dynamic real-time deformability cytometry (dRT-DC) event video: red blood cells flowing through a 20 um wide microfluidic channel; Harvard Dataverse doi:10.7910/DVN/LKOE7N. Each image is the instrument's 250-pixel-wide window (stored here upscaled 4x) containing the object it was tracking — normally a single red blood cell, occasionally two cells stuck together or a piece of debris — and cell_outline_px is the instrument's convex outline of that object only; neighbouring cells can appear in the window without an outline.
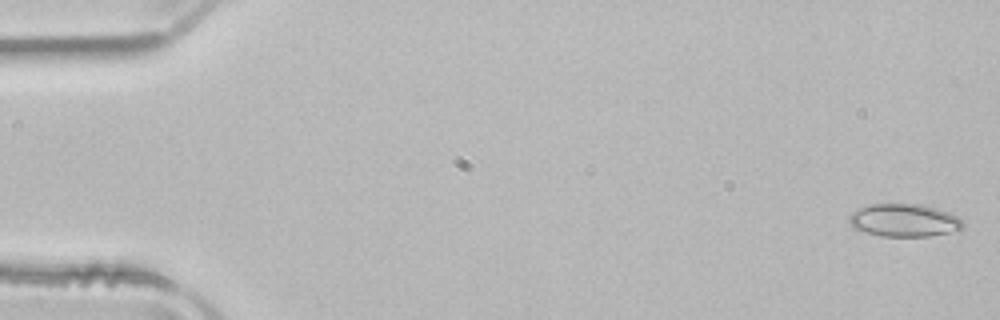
{"species": "common noctule bat (a hibernating species)", "species_latin": "Nyctalus noctula", "temperature_condition": "room temperature", "stored_images_in_passage": 52, "camera_frame_rate_fps": 3000, "um_per_image_px": 0.085, "animal": {"sex": "male", "body_mass_g": 21.5, "forearm_length_mm": 52.0}, "frame": {"image": 1, "passage_image": 1, "time_ms": 0.0, "image_size_px": [1000, 320], "cell_outline_px": [[964, 228], [948, 232], [928, 236], [880, 236], [856, 228], [848, 224], [848, 216], [852, 212], [860, 208], [872, 204], [920, 204], [936, 208], [948, 212], [956, 216], [964, 224]], "centroid_in_image_um": [76.83, 18.72], "position_along_channel_um": 8.2, "area_um2": 21.5}}
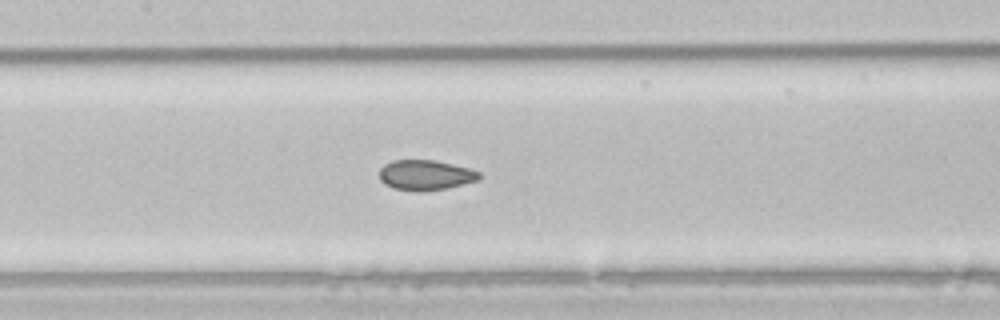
{"frame": {"image": 2, "passage_image": 24, "time_ms": 7.667, "image_size_px": [1000, 320], "cell_outline_px": [[480, 180], [448, 188], [420, 192], [416, 192], [392, 188], [384, 184], [380, 180], [380, 168], [384, 164], [392, 160], [432, 160], [452, 164], [468, 168], [480, 172]], "centroid_in_image_um": [36.15, 14.89], "position_along_channel_um": 171.2, "area_um2": 17.74}}
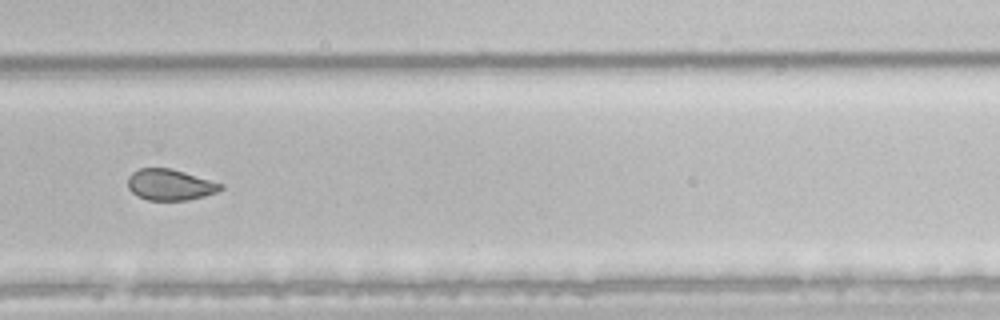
{"frame": {"image": 3, "passage_image": 35, "time_ms": 11.333, "image_size_px": [1000, 320], "cell_outline_px": [[224, 188], [216, 192], [204, 196], [188, 200], [148, 200], [136, 196], [128, 188], [128, 176], [132, 172], [140, 168], [172, 168], [224, 184]], "centroid_in_image_um": [14.45, 15.7], "position_along_channel_um": 315.3, "area_um2": 16.94}, "authors_computed_cell_mechanics": {"area_um2": 19.3919, "velocity_mm_per_s": 3.9551, "shape_relaxation_time_tau1_ms": null, "shape_relaxation_time_tau2_ms": 1.5122, "deformation_change_tau1": null, "deformation_change_tau2": 0.045}}